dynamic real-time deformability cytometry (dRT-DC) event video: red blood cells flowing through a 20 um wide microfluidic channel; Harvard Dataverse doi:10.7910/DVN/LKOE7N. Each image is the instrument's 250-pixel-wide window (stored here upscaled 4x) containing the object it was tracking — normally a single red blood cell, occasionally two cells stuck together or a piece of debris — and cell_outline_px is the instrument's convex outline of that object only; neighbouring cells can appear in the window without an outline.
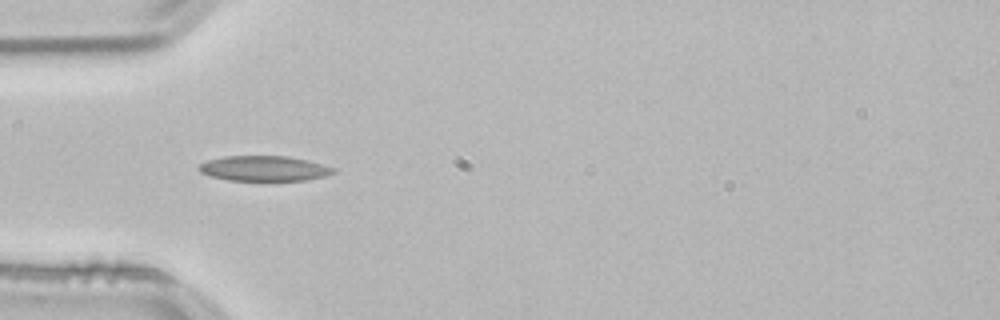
{"species": "common noctule bat (a hibernating species)", "species_latin": "Nyctalus noctula", "temperature_condition": "room temperature", "stored_images_in_passage": 38, "camera_frame_rate_fps": 3000, "um_per_image_px": 0.085, "animal": {"sex": "male", "body_mass_g": 21.5, "forearm_length_mm": 52.0}, "frame": {"image": 1, "passage_image": 1, "time_ms": 0.0, "image_size_px": [1000, 320], "cell_outline_px": [[336, 172], [324, 176], [304, 180], [264, 184], [228, 180], [212, 176], [200, 172], [196, 168], [200, 164], [208, 160], [224, 156], [288, 156], [308, 160], [336, 168]], "centroid_in_image_um": [22.46, 14.37], "position_along_channel_um": 62.5, "area_um2": 20.75}}
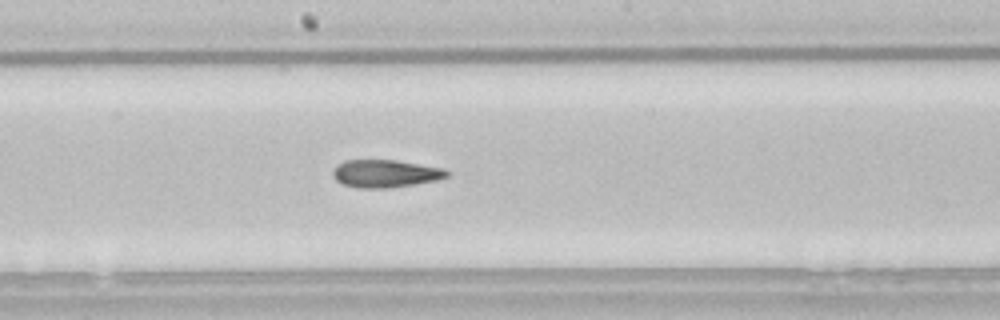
{"frame": {"image": 2, "passage_image": 13, "time_ms": 4.0, "image_size_px": [1000, 320], "cell_outline_px": [[448, 176], [436, 180], [392, 188], [356, 188], [344, 184], [336, 180], [332, 176], [332, 172], [336, 164], [344, 160], [396, 160], [444, 168], [448, 172]], "centroid_in_image_um": [32.72, 14.75], "position_along_channel_um": 215.5, "area_um2": 18.5}}
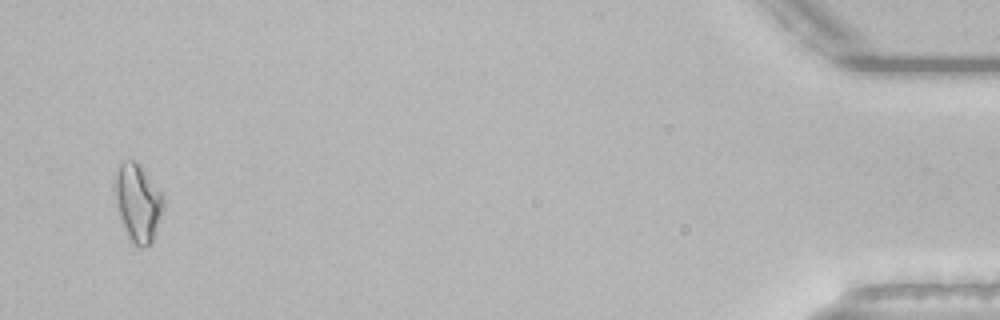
{"frame": {"image": 3, "passage_image": 36, "time_ms": 11.667, "image_size_px": [1000, 320], "cell_outline_px": [[164, 208], [152, 240], [144, 248], [140, 248], [128, 236], [120, 216], [112, 188], [116, 172], [120, 164], [124, 160], [136, 160], [164, 196]], "centroid_in_image_um": [11.7, 17.18], "position_along_channel_um": 423.5, "area_um2": 21.79}, "authors_computed_cell_mechanics": {"area_um2": 18.5249, "velocity_mm_per_s": 3.842, "shape_relaxation_time_tau1_ms": null, "shape_relaxation_time_tau2_ms": 5.2494, "deformation_change_tau1": null, "deformation_change_tau2": 0.1329}}